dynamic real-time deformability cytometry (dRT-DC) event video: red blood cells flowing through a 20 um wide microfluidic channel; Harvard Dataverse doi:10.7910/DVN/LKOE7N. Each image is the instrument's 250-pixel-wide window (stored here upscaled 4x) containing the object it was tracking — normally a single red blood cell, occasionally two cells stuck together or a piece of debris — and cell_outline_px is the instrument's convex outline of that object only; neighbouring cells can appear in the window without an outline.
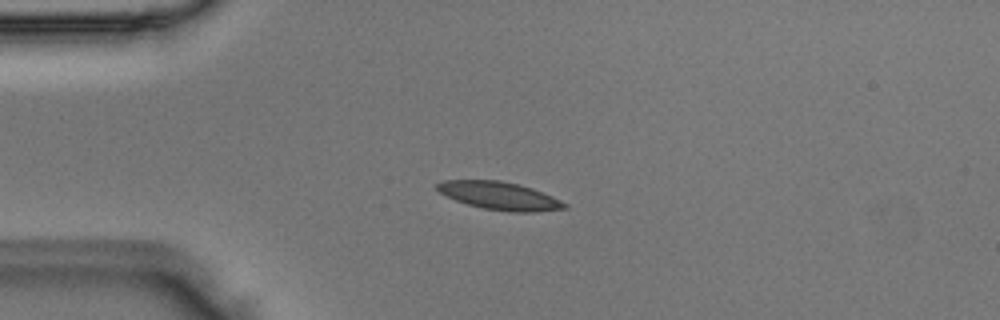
{"species": "Egyptian fruit bat (a non-hibernating species)", "species_latin": "Rousettus aegyptiacus", "temperature_condition": "room temperature", "stored_images_in_passage": 41, "camera_frame_rate_fps": 3000, "um_per_image_px": 0.085, "animal": {"sex": "male"}, "frame": {"image": 1, "passage_image": 2, "time_ms": 0.333, "image_size_px": [1000, 320], "cell_outline_px": [[568, 208], [536, 212], [508, 212], [484, 208], [468, 204], [456, 200], [440, 192], [436, 188], [436, 184], [444, 180], [500, 180], [532, 188], [552, 196], [568, 204]], "centroid_in_image_um": [42.49, 16.65], "position_along_channel_um": 42.5, "area_um2": 20.58}}
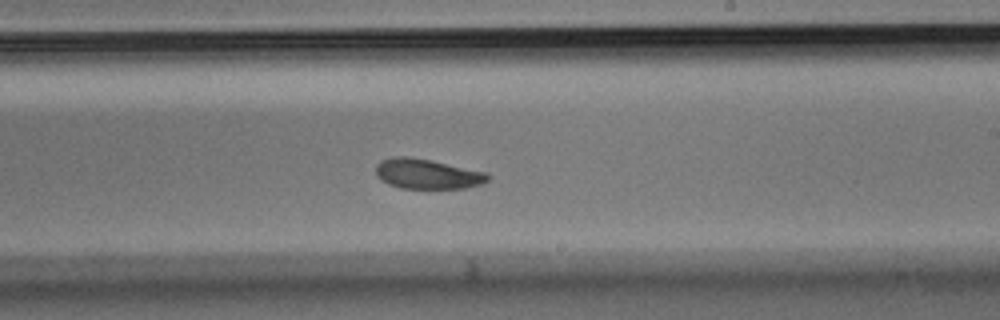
{"frame": {"image": 2, "passage_image": 20, "time_ms": 6.333, "image_size_px": [1000, 320], "cell_outline_px": [[492, 176], [484, 184], [464, 188], [400, 188], [388, 184], [380, 180], [376, 176], [376, 164], [380, 160], [392, 156], [408, 156], [432, 160], [488, 172]], "centroid_in_image_um": [36.33, 14.77], "position_along_channel_um": 252.7, "area_um2": 20.0}}
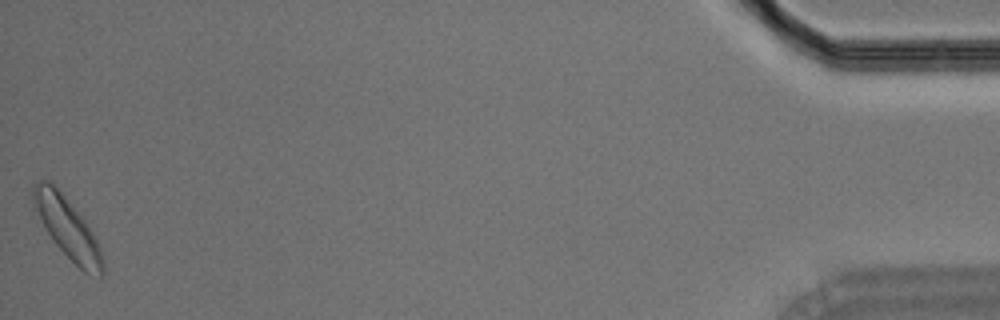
{"frame": {"image": 3, "passage_image": 41, "time_ms": 13.333, "image_size_px": [1000, 320], "cell_outline_px": [[104, 276], [100, 280], [84, 272], [56, 244], [48, 232], [36, 208], [32, 196], [32, 184], [36, 180], [48, 180], [84, 216], [100, 248], [104, 264]], "centroid_in_image_um": [5.8, 19.4], "position_along_channel_um": 429.4, "area_um2": 24.22}}